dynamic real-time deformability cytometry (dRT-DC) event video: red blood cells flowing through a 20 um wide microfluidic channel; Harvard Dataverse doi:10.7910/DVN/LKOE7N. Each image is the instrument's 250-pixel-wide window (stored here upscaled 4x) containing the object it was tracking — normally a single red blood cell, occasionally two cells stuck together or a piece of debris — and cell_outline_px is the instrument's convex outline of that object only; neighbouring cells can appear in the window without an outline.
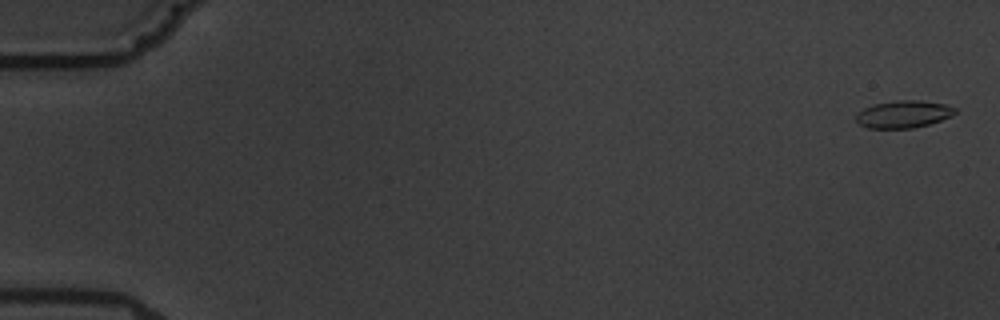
{"species": "common noctule bat (a hibernating species)", "species_latin": "Nyctalus noctula", "temperature_condition": "warm", "stored_images_in_passage": 7, "camera_frame_rate_fps": 3000, "um_per_image_px": 0.085, "animal": {"sex": "male", "body_mass_g": 19.5, "forearm_length_mm": 54.6}, "frame": {"image": 1, "passage_image": 1, "time_ms": 0.0, "image_size_px": [1000, 320], "cell_outline_px": [[956, 112], [952, 116], [928, 124], [912, 128], [868, 128], [860, 124], [856, 120], [856, 112], [872, 104], [896, 100], [920, 100], [944, 104], [956, 108]], "centroid_in_image_um": [76.77, 9.69], "position_along_channel_um": 8.2, "area_um2": 15.78}}
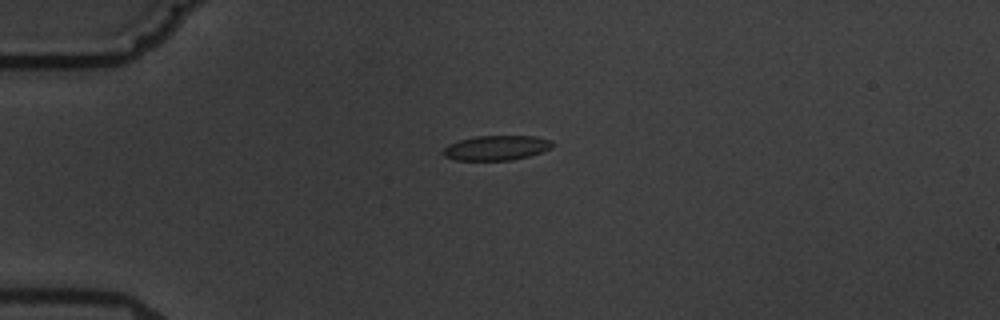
{"frame": {"image": 2, "passage_image": 5, "time_ms": 4.667, "image_size_px": [1000, 320], "cell_outline_px": [[556, 144], [552, 148], [528, 156], [512, 160], [456, 160], [444, 156], [440, 152], [448, 144], [460, 140], [476, 136], [536, 136], [552, 140]], "centroid_in_image_um": [42.2, 12.56], "position_along_channel_um": 42.8, "area_um2": 15.9}}
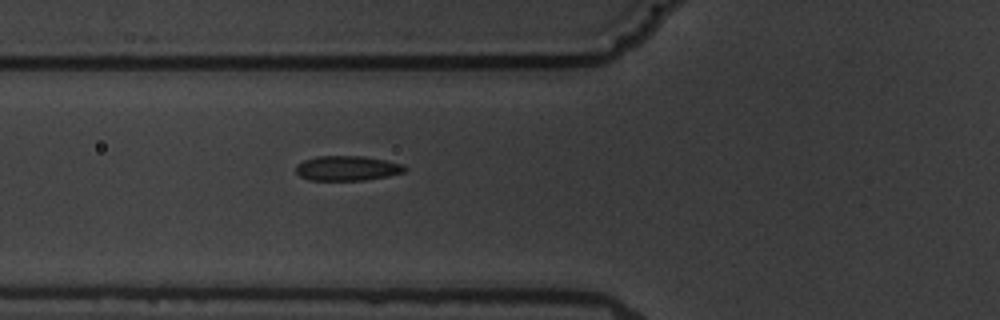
{"frame": {"image": 3, "passage_image": 7, "time_ms": 7.0, "image_size_px": [1000, 320], "cell_outline_px": [[408, 168], [404, 172], [388, 176], [364, 180], [308, 180], [300, 176], [296, 172], [296, 164], [304, 160], [316, 156], [364, 156], [404, 164]], "centroid_in_image_um": [29.51, 14.3], "position_along_channel_um": 96.3, "area_um2": 15.84}}